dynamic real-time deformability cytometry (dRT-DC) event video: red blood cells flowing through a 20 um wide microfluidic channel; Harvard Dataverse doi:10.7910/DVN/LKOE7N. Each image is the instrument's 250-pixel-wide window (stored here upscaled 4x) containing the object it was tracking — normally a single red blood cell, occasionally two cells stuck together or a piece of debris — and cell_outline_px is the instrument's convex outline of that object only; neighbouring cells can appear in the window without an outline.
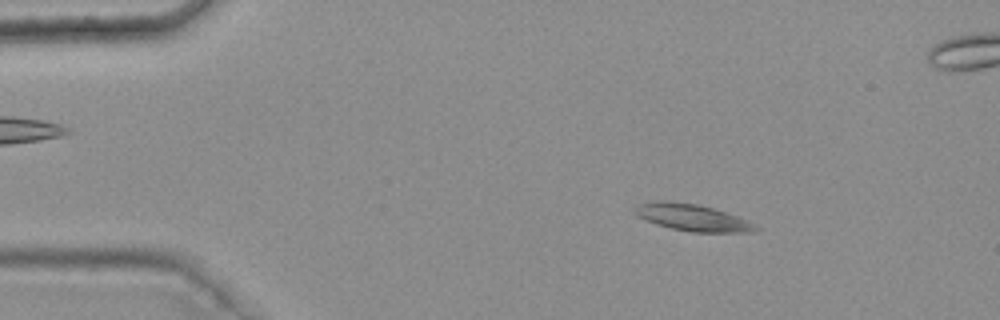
{"species": "common noctule bat (a hibernating species)", "species_latin": "Nyctalus noctula", "temperature_condition": "warm", "stored_images_in_passage": 4, "camera_frame_rate_fps": 3000, "um_per_image_px": 0.085, "animal": {"sex": "female", "body_mass_g": 25.1}, "frame": {"image": 1, "passage_image": 1, "time_ms": 0.0, "image_size_px": [1000, 320], "cell_outline_px": [[760, 228], [752, 232], [692, 232], [672, 228], [656, 224], [632, 212], [632, 208], [640, 204], [660, 200], [668, 200], [696, 204], [712, 208], [736, 216]], "centroid_in_image_um": [58.79, 18.48], "position_along_channel_um": 26.2, "area_um2": 18.44}}